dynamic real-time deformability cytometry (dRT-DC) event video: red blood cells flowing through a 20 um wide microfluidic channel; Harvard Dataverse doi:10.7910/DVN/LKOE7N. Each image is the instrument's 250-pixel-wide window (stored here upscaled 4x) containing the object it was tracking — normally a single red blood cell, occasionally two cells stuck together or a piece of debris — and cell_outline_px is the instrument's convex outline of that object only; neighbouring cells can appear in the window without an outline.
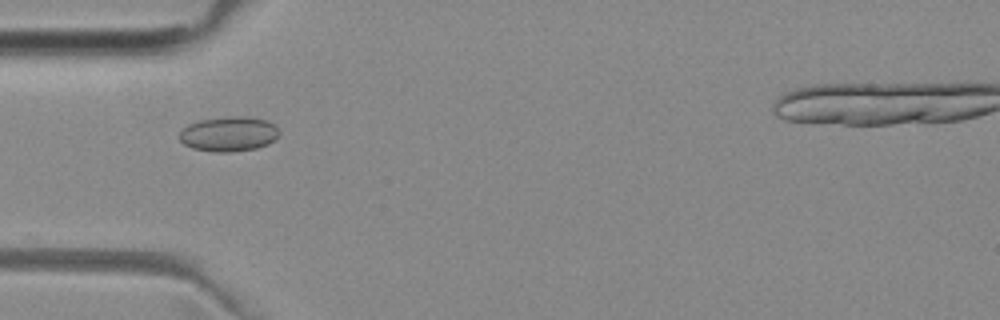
{"species": "common noctule bat (a hibernating species)", "species_latin": "Nyctalus noctula", "temperature_condition": "room temperature", "stored_images_in_passage": 37, "camera_frame_rate_fps": 3000, "um_per_image_px": 0.085, "animal": {"sex": "female", "body_mass_g": 29.2, "forearm_length_mm": 56.3}, "frame": {"image": 1, "passage_image": 2, "time_ms": 0.333, "image_size_px": [1000, 320], "cell_outline_px": [[280, 132], [268, 144], [256, 148], [232, 152], [212, 152], [192, 148], [184, 144], [176, 136], [180, 128], [188, 124], [200, 120], [228, 116], [252, 116], [268, 120], [276, 124]], "centroid_in_image_um": [19.41, 11.37], "position_along_channel_um": 65.6, "area_um2": 20.75}}
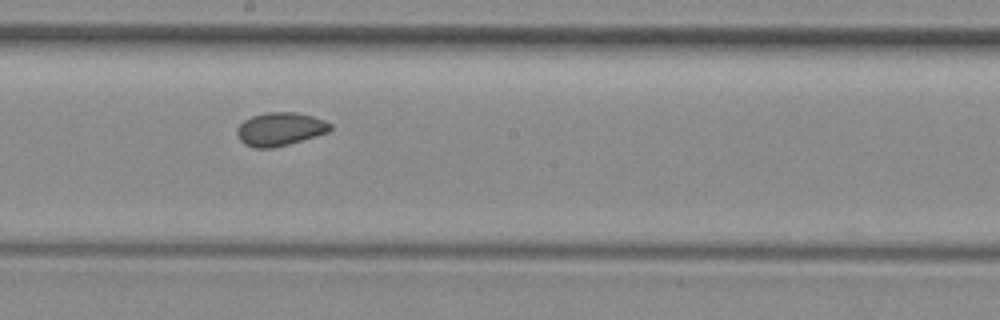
{"frame": {"image": 2, "passage_image": 14, "time_ms": 4.333, "image_size_px": [1000, 320], "cell_outline_px": [[332, 128], [328, 132], [288, 144], [272, 148], [256, 148], [244, 144], [240, 140], [236, 132], [236, 128], [244, 120], [252, 116], [268, 112], [296, 112], [312, 116], [324, 120], [332, 124]], "centroid_in_image_um": [23.79, 10.97], "position_along_channel_um": 224.4, "area_um2": 18.03}}
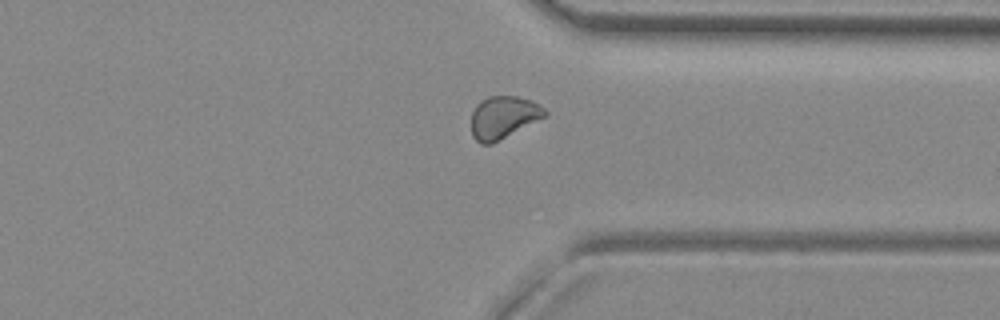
{"frame": {"image": 3, "passage_image": 25, "time_ms": 8.0, "image_size_px": [1000, 320], "cell_outline_px": [[548, 116], [492, 144], [480, 144], [472, 136], [472, 112], [476, 104], [480, 100], [488, 96], [520, 96], [532, 100], [540, 104], [548, 112]], "centroid_in_image_um": [42.82, 9.96], "position_along_channel_um": 368.6, "area_um2": 18.61}, "authors_computed_cell_mechanics": {"area_um2": 18.0336, "velocity_mm_per_s": 3.9761, "shape_relaxation_time_tau1_ms": null, "shape_relaxation_time_tau2_ms": 3.6979, "deformation_change_tau1": null, "deformation_change_tau2": 0.0558}}